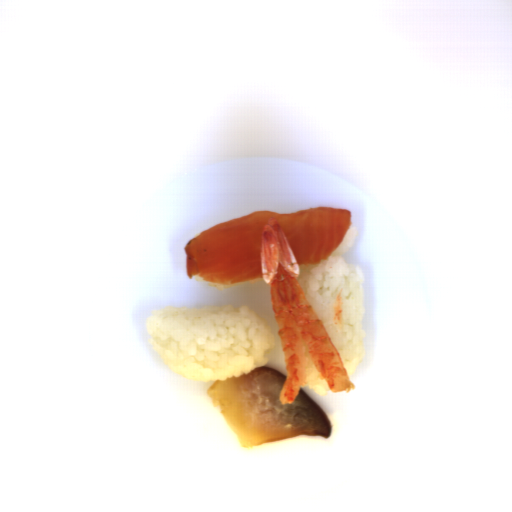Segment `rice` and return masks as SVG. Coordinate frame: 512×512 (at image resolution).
Here are the masks:
<instances>
[{"label":"rice","instance_id":"1","mask_svg":"<svg viewBox=\"0 0 512 512\" xmlns=\"http://www.w3.org/2000/svg\"><path fill=\"white\" fill-rule=\"evenodd\" d=\"M149 345L167 368L198 382H223L267 364L276 339L249 306H165L146 318Z\"/></svg>","mask_w":512,"mask_h":512},{"label":"rice","instance_id":"2","mask_svg":"<svg viewBox=\"0 0 512 512\" xmlns=\"http://www.w3.org/2000/svg\"><path fill=\"white\" fill-rule=\"evenodd\" d=\"M358 230L349 229L325 261L300 265L297 280L313 312L327 333L348 375L363 362V313L365 303L363 270L343 255L354 245Z\"/></svg>","mask_w":512,"mask_h":512},{"label":"rice","instance_id":"4","mask_svg":"<svg viewBox=\"0 0 512 512\" xmlns=\"http://www.w3.org/2000/svg\"><path fill=\"white\" fill-rule=\"evenodd\" d=\"M196 279L199 280L200 282H205L208 285L212 286L213 288L221 290V291L226 289V288H233V287L240 286V285H243V284H254L256 282H259L260 280H263L262 277H261V278H258V279L249 280V281H245V282H240V283H236V284L222 285V284H216L214 282L206 280V279H204V278H202V277H200L198 275H196Z\"/></svg>","mask_w":512,"mask_h":512},{"label":"rice","instance_id":"3","mask_svg":"<svg viewBox=\"0 0 512 512\" xmlns=\"http://www.w3.org/2000/svg\"><path fill=\"white\" fill-rule=\"evenodd\" d=\"M306 377L302 387H306L310 392L319 396H327L330 391L326 381L322 377L321 373L316 370L311 361L308 350L304 352Z\"/></svg>","mask_w":512,"mask_h":512}]
</instances>
